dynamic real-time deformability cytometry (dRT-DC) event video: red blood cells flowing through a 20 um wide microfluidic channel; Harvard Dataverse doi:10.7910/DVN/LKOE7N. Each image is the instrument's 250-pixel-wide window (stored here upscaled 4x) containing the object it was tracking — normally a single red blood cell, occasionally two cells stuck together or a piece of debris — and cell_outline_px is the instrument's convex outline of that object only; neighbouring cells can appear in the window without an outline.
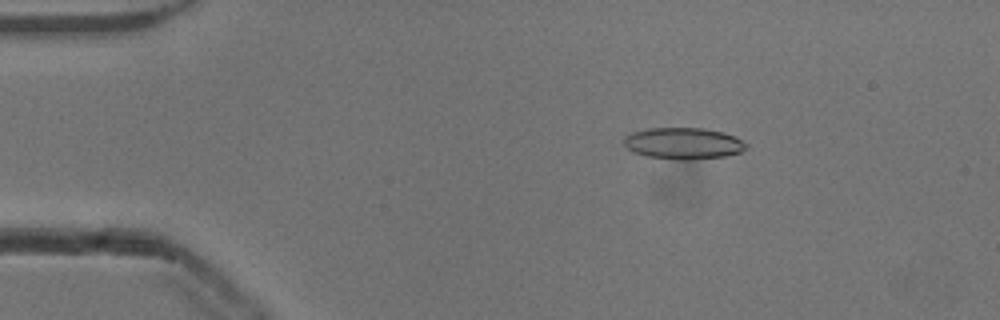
{"species": "common noctule bat (a hibernating species)", "species_latin": "Nyctalus noctula", "temperature_condition": "cold", "stored_images_in_passage": 47, "camera_frame_rate_fps": 3000, "um_per_image_px": 0.085, "animal": {"sex": "male", "body_mass_g": 13.3}, "frame": {"image": 1, "passage_image": 9, "time_ms": 2.667, "image_size_px": [1000, 320], "cell_outline_px": [[748, 144], [740, 152], [724, 156], [692, 160], [676, 160], [644, 156], [632, 152], [624, 144], [624, 136], [632, 132], [648, 128], [704, 128], [724, 132], [736, 136]], "centroid_in_image_um": [58.07, 12.19], "position_along_channel_um": 26.9, "area_um2": 22.72}}
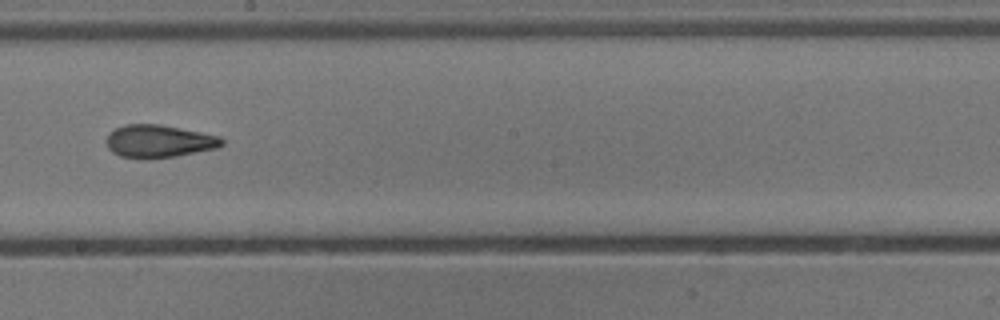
{"frame": {"image": 2, "passage_image": 30, "time_ms": 9.667, "image_size_px": [1000, 320], "cell_outline_px": [[224, 144], [216, 148], [176, 156], [120, 156], [112, 152], [108, 148], [108, 132], [124, 124], [160, 124], [220, 136], [224, 140]], "centroid_in_image_um": [13.53, 11.96], "position_along_channel_um": 234.7, "area_um2": 21.33}}
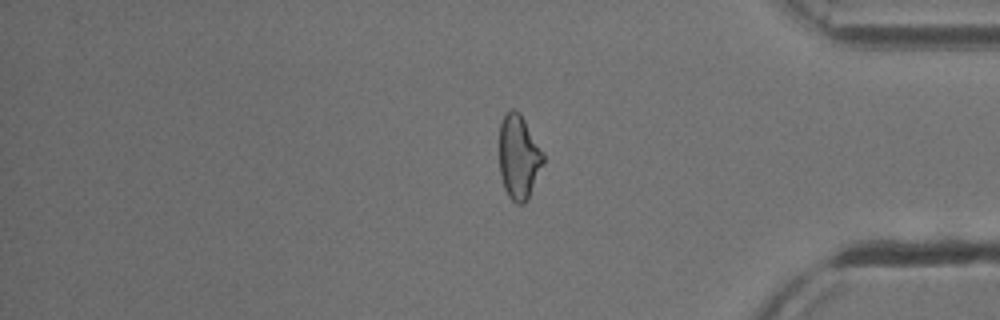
{"frame": {"image": 3, "passage_image": 44, "time_ms": 14.333, "image_size_px": [1000, 320], "cell_outline_px": [[544, 160], [528, 196], [524, 204], [516, 204], [508, 196], [504, 188], [500, 176], [500, 124], [504, 116], [512, 108], [520, 112], [544, 152]], "centroid_in_image_um": [44.09, 13.32], "position_along_channel_um": 391.1, "area_um2": 21.33}, "authors_computed_cell_mechanics": {"area_um2": 21.964, "velocity_mm_per_s": 3.8637, "shape_relaxation_time_tau1_ms": null, "shape_relaxation_time_tau2_ms": 2.902, "deformation_change_tau1": null, "deformation_change_tau2": 0.1153}}